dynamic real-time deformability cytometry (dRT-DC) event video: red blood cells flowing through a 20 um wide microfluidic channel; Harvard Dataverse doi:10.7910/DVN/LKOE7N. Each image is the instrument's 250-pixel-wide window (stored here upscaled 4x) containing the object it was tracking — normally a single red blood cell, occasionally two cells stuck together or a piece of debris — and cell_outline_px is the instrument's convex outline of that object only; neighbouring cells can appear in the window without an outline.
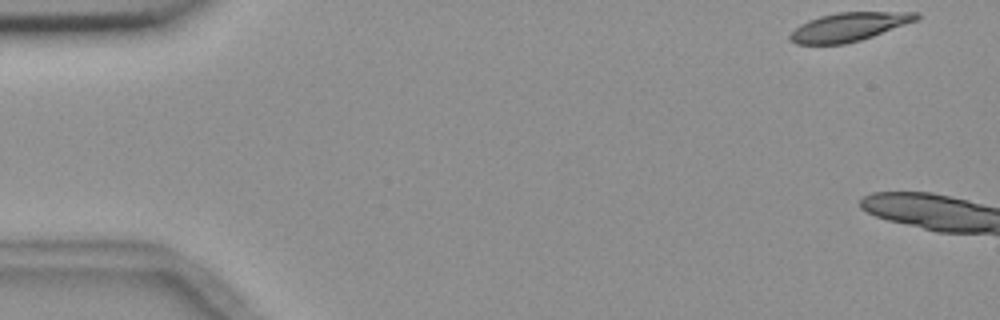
{"species": "common noctule bat (a hibernating species)", "species_latin": "Nyctalus noctula", "temperature_condition": "room temperature", "stored_images_in_passage": 4, "camera_frame_rate_fps": 3000, "um_per_image_px": 0.085, "animal": {"sex": "female", "body_mass_g": 18.4}, "frame": {"image": 1, "passage_image": 1, "time_ms": 0.0, "image_size_px": [1000, 320], "cell_outline_px": [[920, 16], [916, 20], [872, 36], [860, 40], [844, 44], [796, 44], [788, 40], [788, 36], [800, 24], [808, 20], [820, 16], [836, 12], [920, 12]], "centroid_in_image_um": [72.11, 2.28], "position_along_channel_um": 12.9, "area_um2": 20.92}}